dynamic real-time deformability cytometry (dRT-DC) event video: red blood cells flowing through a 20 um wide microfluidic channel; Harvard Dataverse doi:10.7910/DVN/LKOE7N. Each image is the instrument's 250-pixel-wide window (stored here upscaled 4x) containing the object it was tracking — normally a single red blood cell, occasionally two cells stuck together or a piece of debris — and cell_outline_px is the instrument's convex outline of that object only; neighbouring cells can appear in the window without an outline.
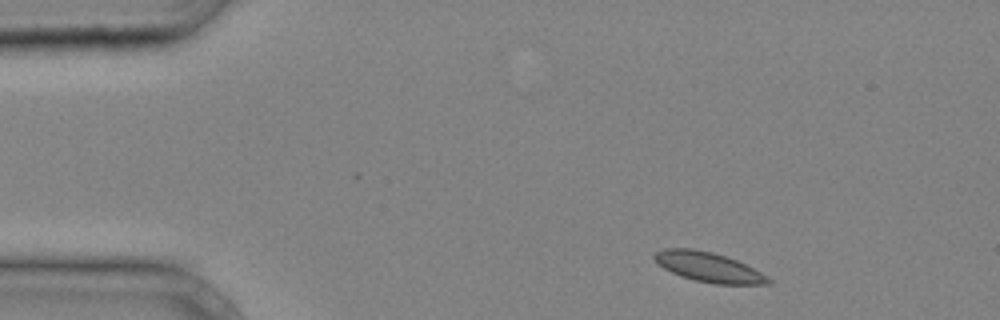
{"species": "common noctule bat (a hibernating species)", "species_latin": "Nyctalus noctula", "temperature_condition": "cold", "stored_images_in_passage": 36, "camera_frame_rate_fps": 3000, "um_per_image_px": 0.085, "animal": {"sex": "male", "body_mass_g": 20.4}, "frame": {"image": 1, "passage_image": 2, "time_ms": 0.333, "image_size_px": [1000, 320], "cell_outline_px": [[772, 284], [716, 284], [696, 280], [680, 276], [664, 268], [652, 256], [656, 252], [664, 248], [692, 248], [712, 252], [736, 260], [768, 276], [772, 280]], "centroid_in_image_um": [60.23, 22.7], "position_along_channel_um": 24.8, "area_um2": 19.48}}
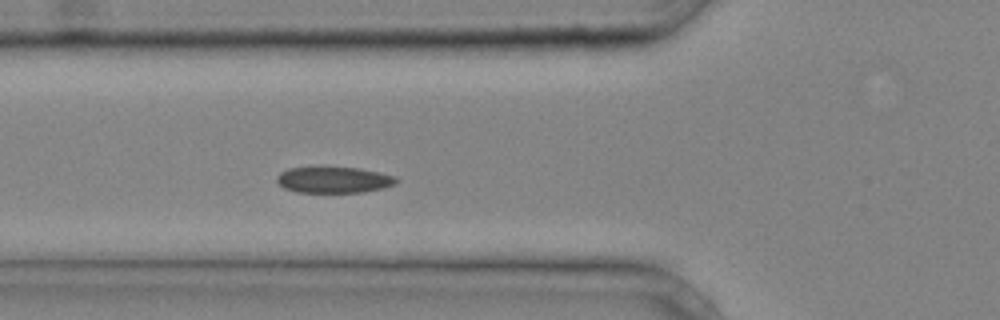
{"frame": {"image": 2, "passage_image": 11, "time_ms": 3.333, "image_size_px": [1000, 320], "cell_outline_px": [[400, 180], [396, 184], [384, 188], [364, 192], [296, 192], [284, 188], [276, 180], [276, 176], [280, 172], [288, 168], [320, 164], [360, 168], [396, 176]], "centroid_in_image_um": [28.35, 15.24], "position_along_channel_um": 97.4, "area_um2": 19.19}}
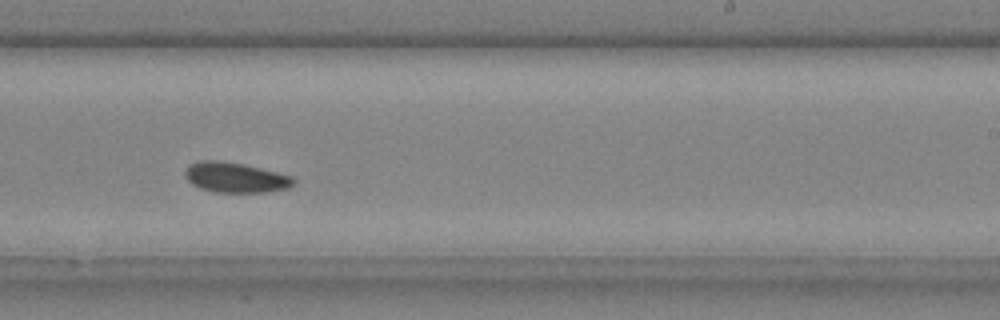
{"frame": {"image": 3, "passage_image": 22, "time_ms": 7.0, "image_size_px": [1000, 320], "cell_outline_px": [[296, 184], [288, 188], [268, 192], [216, 192], [200, 188], [192, 184], [184, 176], [184, 172], [192, 164], [200, 160], [220, 160], [260, 168], [292, 176], [296, 180]], "centroid_in_image_um": [20.04, 15.09], "position_along_channel_um": 269.0, "area_um2": 18.96}}